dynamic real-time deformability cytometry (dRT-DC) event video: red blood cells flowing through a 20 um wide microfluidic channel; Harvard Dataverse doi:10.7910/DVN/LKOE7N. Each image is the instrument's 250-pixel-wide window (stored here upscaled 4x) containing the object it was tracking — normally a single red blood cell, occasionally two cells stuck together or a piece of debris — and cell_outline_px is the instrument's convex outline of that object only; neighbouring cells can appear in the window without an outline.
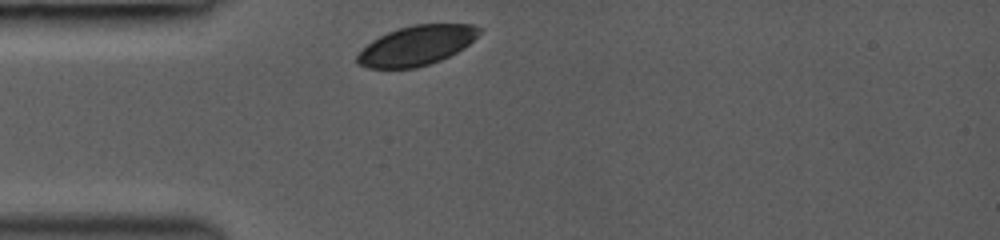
{"species": "common noctule bat (a hibernating species)", "species_latin": "Nyctalus noctula", "temperature_condition": "room temperature", "stored_images_in_passage": 18, "camera_frame_rate_fps": 3000, "um_per_image_px": 0.085, "animal": {"sex": "female", "body_mass_g": 19.0, "forearm_length_mm": 53.3}, "frame": {"image": 1, "passage_image": 1, "time_ms": 0.0, "image_size_px": [1000, 240], "cell_outline_px": [[484, 28], [464, 48], [440, 60], [416, 68], [368, 68], [356, 64], [356, 56], [372, 40], [388, 32], [412, 24], [472, 24]], "centroid_in_image_um": [35.4, 3.86], "position_along_channel_um": 49.6, "area_um2": 28.03}}
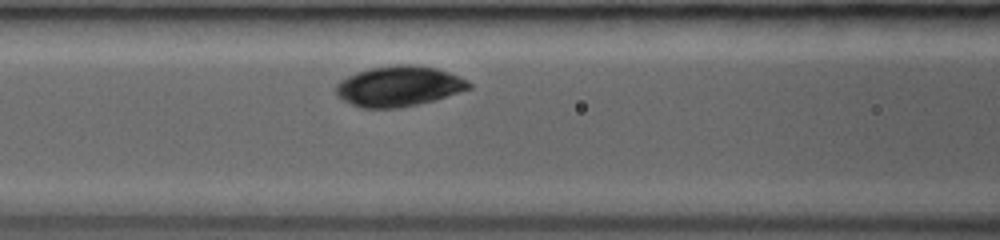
{"frame": {"image": 2, "passage_image": 9, "time_ms": 2.333, "image_size_px": [1000, 240], "cell_outline_px": [[472, 88], [436, 100], [400, 108], [360, 108], [340, 100], [336, 96], [336, 84], [340, 80], [356, 72], [368, 68], [396, 64], [408, 64], [436, 68], [448, 72], [468, 80], [472, 84]], "centroid_in_image_um": [33.88, 7.34], "position_along_channel_um": 132.7, "area_um2": 31.67}}
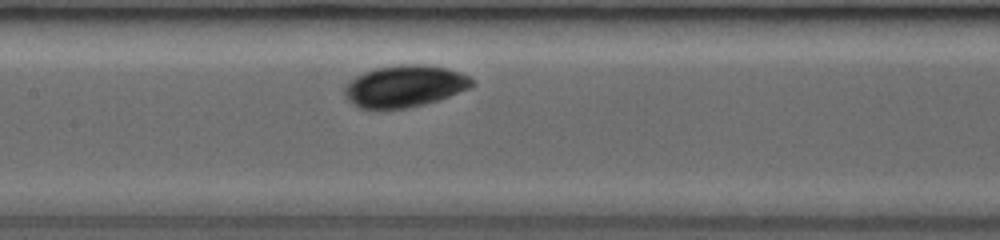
{"frame": {"image": 3, "passage_image": 15, "time_ms": 3.333, "image_size_px": [1000, 240], "cell_outline_px": [[476, 84], [468, 88], [448, 96], [424, 104], [408, 108], [360, 108], [352, 104], [344, 96], [344, 88], [348, 80], [364, 72], [376, 68], [400, 64], [416, 64], [448, 68], [460, 72], [476, 80]], "centroid_in_image_um": [34.38, 7.31], "position_along_channel_um": 173.0, "area_um2": 30.98}}